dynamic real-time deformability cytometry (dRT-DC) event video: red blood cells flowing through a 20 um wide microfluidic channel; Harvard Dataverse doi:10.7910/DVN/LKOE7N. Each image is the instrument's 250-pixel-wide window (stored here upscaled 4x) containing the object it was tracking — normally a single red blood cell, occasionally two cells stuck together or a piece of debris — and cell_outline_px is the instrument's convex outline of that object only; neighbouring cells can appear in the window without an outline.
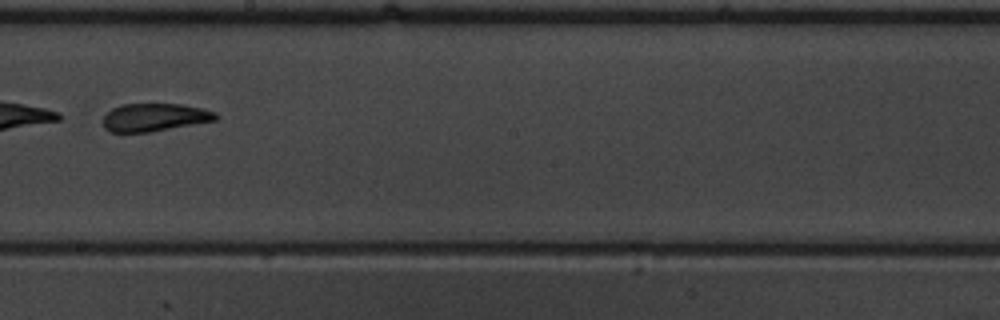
{"species": "common noctule bat (a hibernating species)", "species_latin": "Nyctalus noctula", "temperature_condition": "warm", "stored_images_in_passage": 38, "camera_frame_rate_fps": 3000, "um_per_image_px": 0.085, "animal": {"sex": "male", "body_mass_g": 19.5, "forearm_length_mm": 54.6}, "frame": {"image": 1, "passage_image": 16, "time_ms": 5.0, "image_size_px": [1000, 320], "cell_outline_px": [[220, 116], [216, 120], [148, 132], [108, 132], [104, 128], [104, 116], [112, 108], [120, 104], [180, 104], [204, 108], [216, 112]], "centroid_in_image_um": [13.15, 9.96], "position_along_channel_um": 235.1, "area_um2": 18.32}}
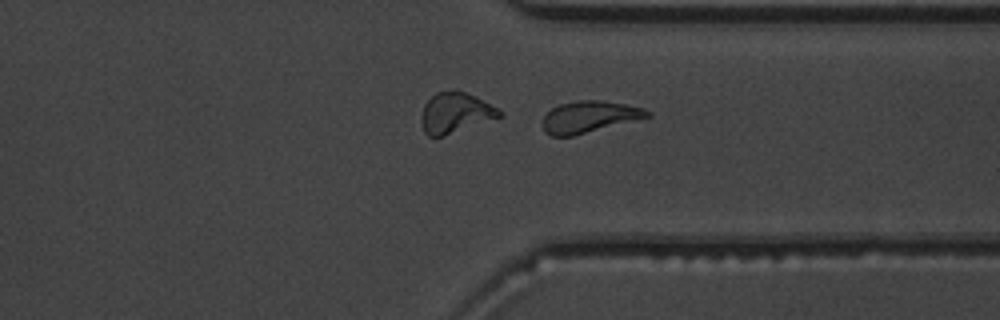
{"frame": {"image": 2, "passage_image": 26, "time_ms": 8.333, "image_size_px": [1000, 320], "cell_outline_px": [[652, 116], [572, 136], [552, 136], [544, 132], [544, 116], [552, 108], [560, 104], [576, 100], [604, 100], [644, 108], [652, 112]], "centroid_in_image_um": [50.11, 9.92], "position_along_channel_um": 361.3, "area_um2": 19.19}, "authors_computed_cell_mechanics": {"area_um2": 19.1896, "velocity_mm_per_s": 3.7749, "shape_relaxation_time_tau1_ms": 1.7418, "shape_relaxation_time_tau2_ms": 1.9682, "deformation_change_tau1": 0.2879, "deformation_change_tau2": 0.0993}}